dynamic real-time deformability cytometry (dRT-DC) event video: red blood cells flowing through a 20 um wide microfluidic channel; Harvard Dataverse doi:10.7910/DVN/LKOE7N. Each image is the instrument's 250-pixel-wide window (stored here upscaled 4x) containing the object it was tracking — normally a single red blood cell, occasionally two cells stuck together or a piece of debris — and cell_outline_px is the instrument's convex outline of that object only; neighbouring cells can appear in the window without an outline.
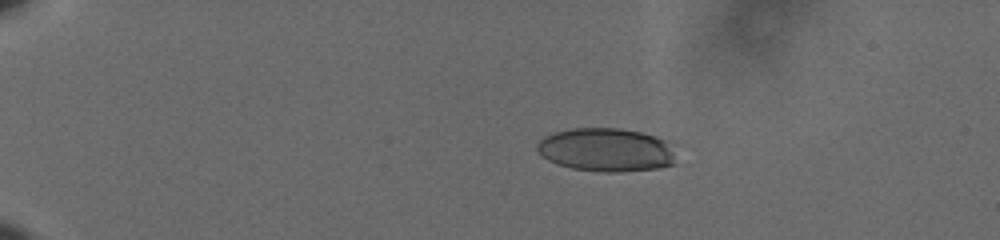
{"species": "human", "species_latin": "Homo sapiens", "temperature_condition": "cold", "stored_images_in_passage": 59, "camera_frame_rate_fps": 3000, "um_per_image_px": 0.085, "donor": {"sex": "male"}, "frame": {"image": 1, "passage_image": 13, "time_ms": 4.0, "image_size_px": [1000, 240], "cell_outline_px": [[676, 164], [656, 168], [620, 172], [600, 172], [572, 168], [556, 164], [548, 160], [536, 148], [536, 144], [544, 136], [552, 132], [572, 128], [620, 128], [640, 132], [656, 136], [668, 140]], "centroid_in_image_um": [51.51, 12.73], "position_along_channel_um": 33.5, "area_um2": 35.32}}
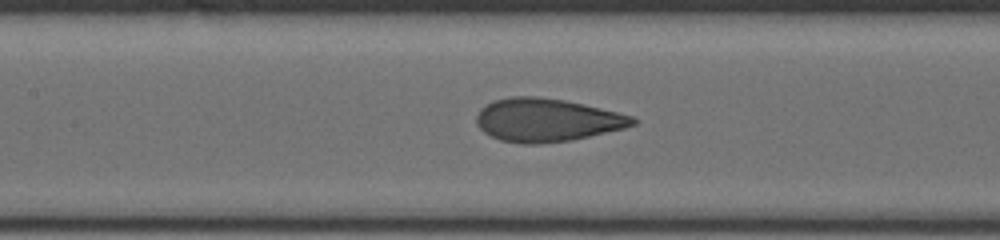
{"frame": {"image": 2, "passage_image": 31, "time_ms": 10.0, "image_size_px": [1000, 240], "cell_outline_px": [[636, 124], [624, 128], [572, 140], [540, 144], [524, 144], [500, 140], [484, 132], [476, 124], [476, 112], [480, 108], [492, 100], [512, 96], [536, 96], [564, 100], [584, 104], [632, 116], [636, 120]], "centroid_in_image_um": [46.43, 10.2], "position_along_channel_um": 161.0, "area_um2": 39.36}}
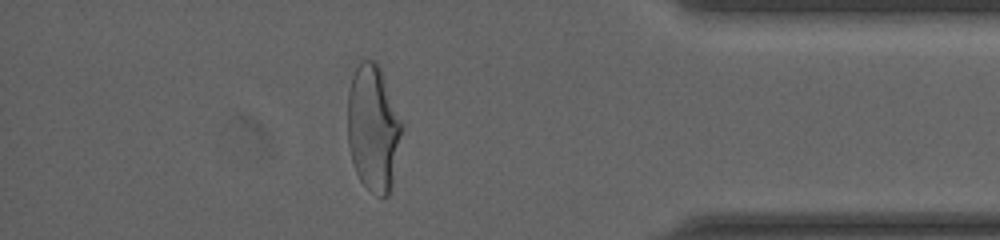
{"frame": {"image": 3, "passage_image": 53, "time_ms": 17.333, "image_size_px": [1000, 240], "cell_outline_px": [[404, 128], [392, 184], [388, 196], [380, 196], [368, 188], [360, 180], [356, 172], [352, 160], [348, 144], [348, 92], [352, 76], [360, 60], [376, 60], [380, 68], [404, 124]], "centroid_in_image_um": [31.74, 10.87], "position_along_channel_um": 403.5, "area_um2": 40.11}, "authors_computed_cell_mechanics": {"area_um2": 38.5526, "velocity_mm_per_s": 3.6258, "shape_relaxation_time_tau1_ms": 5.7974, "shape_relaxation_time_tau2_ms": 0.6397, "deformation_change_tau1": 0.1993, "deformation_change_tau2": 0.0669}}